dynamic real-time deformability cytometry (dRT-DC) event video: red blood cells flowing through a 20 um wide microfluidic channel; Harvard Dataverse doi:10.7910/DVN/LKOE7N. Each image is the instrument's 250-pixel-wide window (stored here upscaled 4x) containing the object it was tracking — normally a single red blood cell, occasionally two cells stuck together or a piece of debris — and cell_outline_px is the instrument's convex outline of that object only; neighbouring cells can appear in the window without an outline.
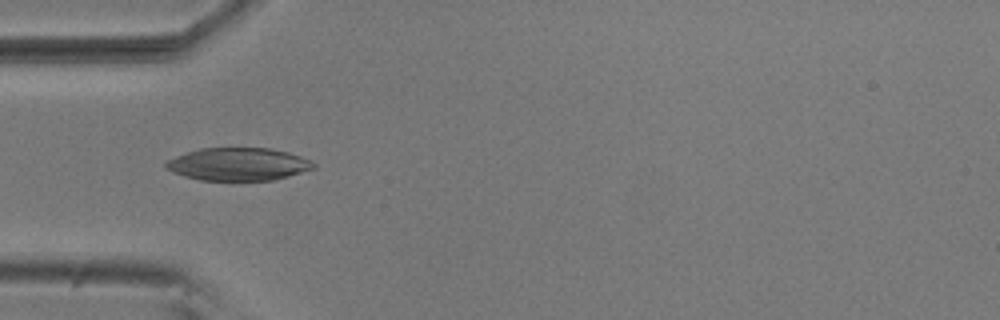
{"species": "common noctule bat (a hibernating species)", "species_latin": "Nyctalus noctula", "temperature_condition": "room temperature", "stored_images_in_passage": 38, "camera_frame_rate_fps": 3000, "um_per_image_px": 0.085, "animal": {"sex": "male", "body_mass_g": 20.5, "forearm_length_mm": 52.5}, "frame": {"image": 1, "passage_image": 8, "time_ms": 2.333, "image_size_px": [1000, 320], "cell_outline_px": [[316, 168], [288, 176], [272, 180], [200, 180], [184, 176], [172, 172], [164, 168], [164, 160], [200, 148], [272, 148], [288, 152], [300, 156], [316, 164]], "centroid_in_image_um": [20.21, 13.95], "position_along_channel_um": 64.8, "area_um2": 28.26}}
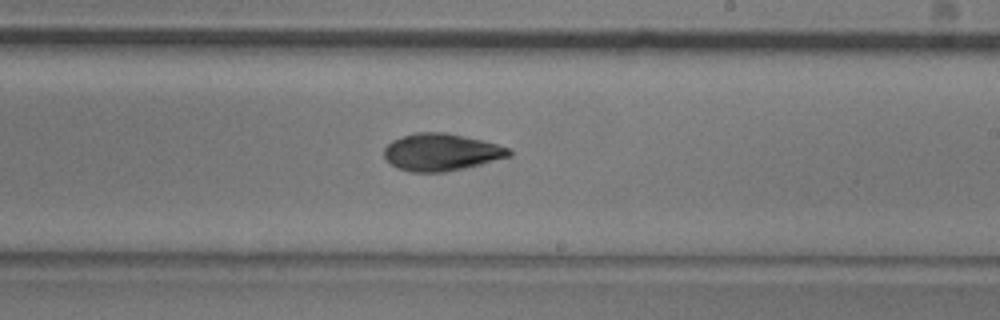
{"frame": {"image": 2, "passage_image": 23, "time_ms": 7.333, "image_size_px": [1000, 320], "cell_outline_px": [[512, 156], [464, 168], [444, 172], [412, 172], [396, 168], [384, 156], [384, 148], [392, 140], [416, 132], [444, 132], [484, 140], [508, 148], [512, 152]], "centroid_in_image_um": [37.51, 12.93], "position_along_channel_um": 251.5, "area_um2": 26.99}}
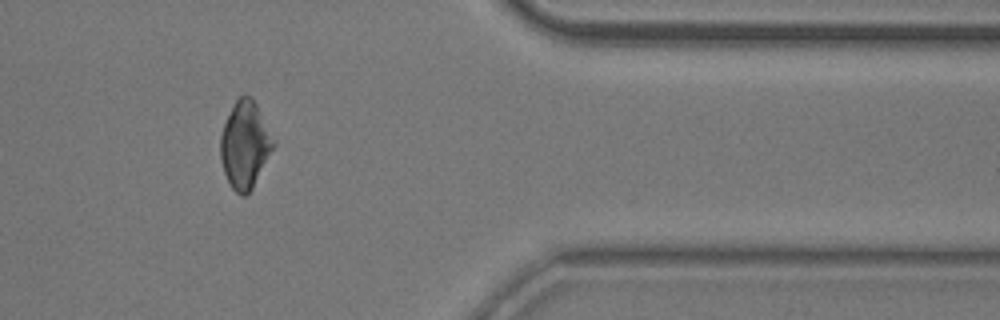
{"frame": {"image": 3, "passage_image": 36, "time_ms": 11.667, "image_size_px": [1000, 320], "cell_outline_px": [[276, 144], [252, 188], [244, 196], [240, 196], [232, 188], [224, 172], [220, 160], [220, 136], [224, 124], [236, 100], [244, 92], [252, 96]], "centroid_in_image_um": [20.81, 12.3], "position_along_channel_um": 390.6, "area_um2": 26.59}, "authors_computed_cell_mechanics": {"area_um2": 26.9926, "velocity_mm_per_s": 3.723, "shape_relaxation_time_tau1_ms": 8.8889, "shape_relaxation_time_tau2_ms": 6.177, "deformation_change_tau1": 0.1757, "deformation_change_tau2": 0.0988}}